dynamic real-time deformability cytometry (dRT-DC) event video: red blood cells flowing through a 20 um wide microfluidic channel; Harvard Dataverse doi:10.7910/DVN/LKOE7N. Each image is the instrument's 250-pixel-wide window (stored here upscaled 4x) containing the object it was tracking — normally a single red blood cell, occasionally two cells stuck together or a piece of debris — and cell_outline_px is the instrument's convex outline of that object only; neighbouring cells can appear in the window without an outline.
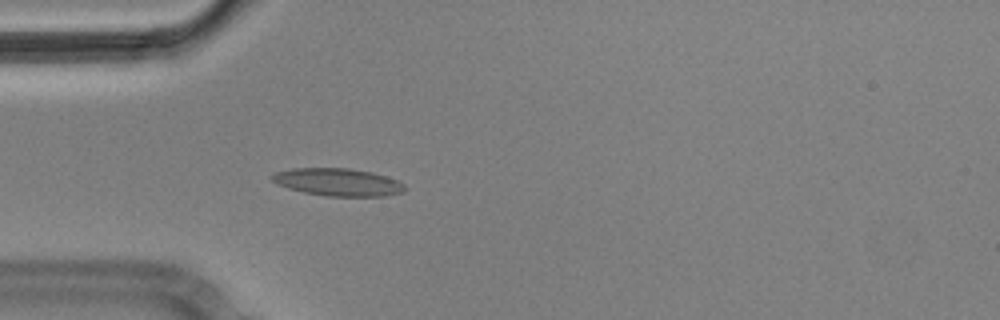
{"species": "Egyptian fruit bat (a non-hibernating species)", "species_latin": "Rousettus aegyptiacus", "temperature_condition": "cold", "stored_images_in_passage": 2, "camera_frame_rate_fps": 3000, "um_per_image_px": 0.085, "animal": {"sex": "male"}, "frame": {"image": 1, "passage_image": 2, "time_ms": 0.333, "image_size_px": [1000, 320], "cell_outline_px": [[404, 192], [384, 196], [324, 196], [304, 192], [288, 188], [276, 184], [268, 176], [276, 172], [292, 168], [348, 168], [372, 172], [396, 180], [404, 184]], "centroid_in_image_um": [28.67, 15.48], "position_along_channel_um": 56.3, "area_um2": 21.33}}